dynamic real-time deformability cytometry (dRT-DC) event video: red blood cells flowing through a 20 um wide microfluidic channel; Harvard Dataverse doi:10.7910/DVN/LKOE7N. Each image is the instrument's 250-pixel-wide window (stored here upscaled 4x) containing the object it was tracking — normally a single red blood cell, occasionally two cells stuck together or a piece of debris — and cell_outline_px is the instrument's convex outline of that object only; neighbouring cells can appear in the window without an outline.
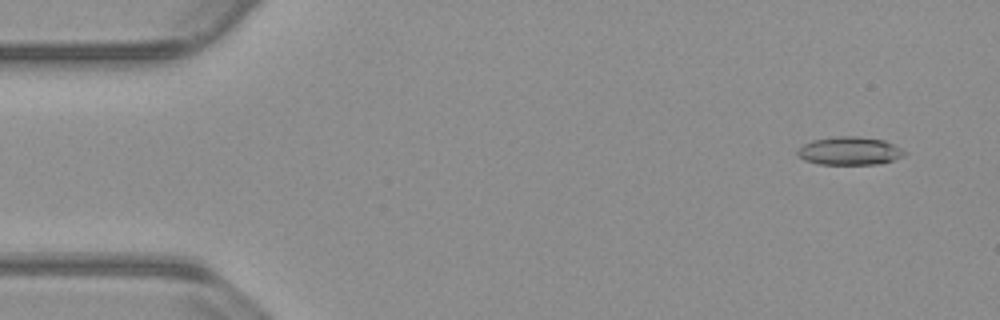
{"species": "common noctule bat (a hibernating species)", "species_latin": "Nyctalus noctula", "temperature_condition": "warm", "stored_images_in_passage": 54, "camera_frame_rate_fps": 3000, "um_per_image_px": 0.085, "animal": {"sex": "male", "body_mass_g": 23.1, "forearm_length_mm": 52.7}, "frame": {"image": 1, "passage_image": 4, "time_ms": 1.0, "image_size_px": [1000, 320], "cell_outline_px": [[908, 152], [904, 156], [880, 164], [820, 164], [804, 160], [796, 152], [796, 148], [812, 140], [840, 136], [856, 136], [884, 140]], "centroid_in_image_um": [72.21, 12.83], "position_along_channel_um": 12.8, "area_um2": 17.51}}
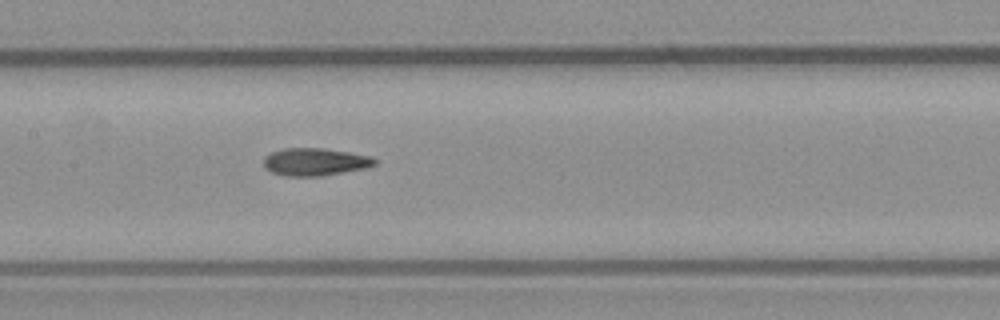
{"frame": {"image": 2, "passage_image": 26, "time_ms": 8.333, "image_size_px": [1000, 320], "cell_outline_px": [[380, 160], [376, 164], [368, 168], [324, 176], [288, 176], [272, 172], [264, 168], [264, 156], [272, 152], [284, 148], [324, 148], [372, 156]], "centroid_in_image_um": [26.84, 13.76], "position_along_channel_um": 180.6, "area_um2": 18.15}}
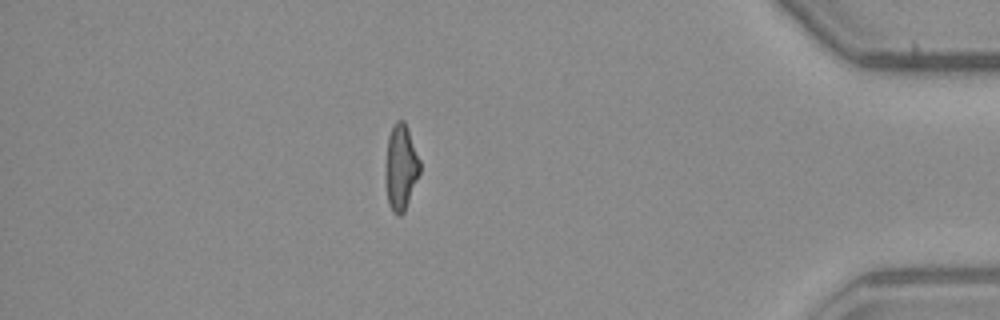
{"frame": {"image": 3, "passage_image": 47, "time_ms": 15.333, "image_size_px": [1000, 320], "cell_outline_px": [[420, 172], [404, 212], [400, 216], [396, 216], [392, 212], [388, 204], [388, 136], [392, 124], [396, 120], [404, 120], [408, 128], [420, 160]], "centroid_in_image_um": [34.12, 14.2], "position_along_channel_um": 401.1, "area_um2": 16.53}, "authors_computed_cell_mechanics": {"area_um2": 17.5423, "velocity_mm_per_s": 3.8218, "shape_relaxation_time_tau1_ms": 7.7246, "shape_relaxation_time_tau2_ms": 2.4653, "deformation_change_tau1": 0.2017, "deformation_change_tau2": 0.106}}